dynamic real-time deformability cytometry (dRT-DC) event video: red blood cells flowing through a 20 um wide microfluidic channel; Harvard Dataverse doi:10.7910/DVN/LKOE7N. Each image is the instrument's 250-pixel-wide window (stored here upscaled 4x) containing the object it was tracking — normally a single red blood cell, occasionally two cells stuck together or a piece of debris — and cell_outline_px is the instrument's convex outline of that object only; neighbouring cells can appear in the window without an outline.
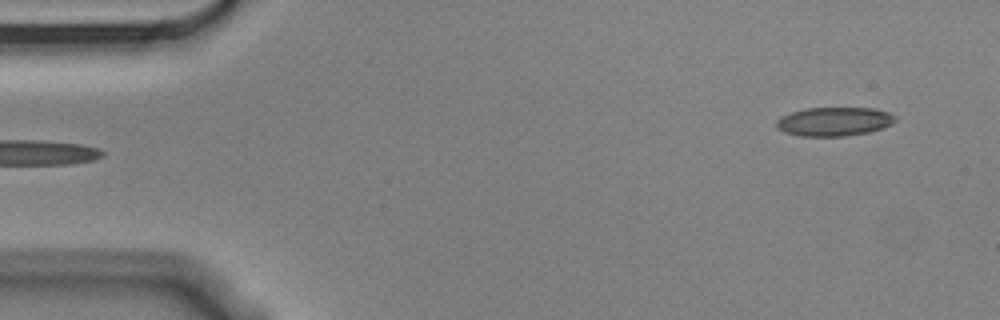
{"species": "Egyptian fruit bat (a non-hibernating species)", "species_latin": "Rousettus aegyptiacus", "temperature_condition": "cold", "stored_images_in_passage": 4, "segment_of_instrument_passage": [2, 2], "camera_frame_rate_fps": 3000, "um_per_image_px": 0.085, "animal": {"sex": "male"}, "frame": {"image": 1, "passage_image": 4, "time_ms": 1.0, "image_size_px": [1000, 320], "cell_outline_px": [[896, 120], [892, 124], [884, 128], [868, 132], [844, 136], [800, 136], [784, 132], [776, 128], [776, 120], [780, 116], [804, 108], [876, 108], [888, 112], [896, 116]], "centroid_in_image_um": [70.9, 10.33], "position_along_channel_um": 14.1, "area_um2": 20.17}}